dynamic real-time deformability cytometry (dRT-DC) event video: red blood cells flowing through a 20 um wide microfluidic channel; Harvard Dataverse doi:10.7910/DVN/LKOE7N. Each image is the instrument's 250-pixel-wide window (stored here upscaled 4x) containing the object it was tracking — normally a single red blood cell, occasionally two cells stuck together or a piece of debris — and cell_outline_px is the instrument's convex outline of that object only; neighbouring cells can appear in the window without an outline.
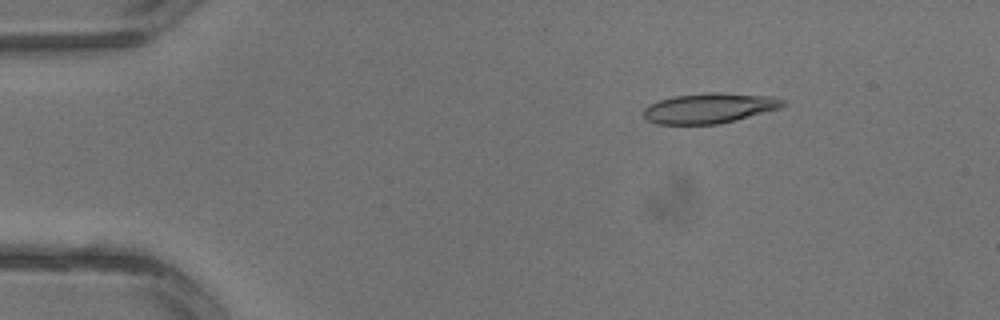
{"species": "common noctule bat (a hibernating species)", "species_latin": "Nyctalus noctula", "temperature_condition": "warm", "stored_images_in_passage": 3, "camera_frame_rate_fps": 3000, "um_per_image_px": 0.085, "animal": {"sex": "male", "body_mass_g": 13.3}, "frame": {"image": 1, "passage_image": 2, "time_ms": 0.333, "image_size_px": [1000, 320], "cell_outline_px": [[788, 104], [780, 108], [736, 120], [720, 124], [656, 124], [648, 120], [644, 116], [644, 108], [648, 104], [672, 96], [704, 92], [720, 92], [772, 96], [784, 100]], "centroid_in_image_um": [60.31, 9.18], "position_along_channel_um": 24.7, "area_um2": 24.74}}